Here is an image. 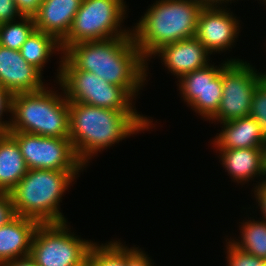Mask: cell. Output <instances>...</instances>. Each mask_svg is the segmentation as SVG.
Listing matches in <instances>:
<instances>
[{
    "mask_svg": "<svg viewBox=\"0 0 266 266\" xmlns=\"http://www.w3.org/2000/svg\"><path fill=\"white\" fill-rule=\"evenodd\" d=\"M150 118L137 110H112L69 102V138L77 157L87 168L89 161L104 149L155 128Z\"/></svg>",
    "mask_w": 266,
    "mask_h": 266,
    "instance_id": "obj_1",
    "label": "cell"
},
{
    "mask_svg": "<svg viewBox=\"0 0 266 266\" xmlns=\"http://www.w3.org/2000/svg\"><path fill=\"white\" fill-rule=\"evenodd\" d=\"M63 55L78 69L123 87L136 101L147 81V61L132 36L79 42ZM145 83V84H144Z\"/></svg>",
    "mask_w": 266,
    "mask_h": 266,
    "instance_id": "obj_2",
    "label": "cell"
},
{
    "mask_svg": "<svg viewBox=\"0 0 266 266\" xmlns=\"http://www.w3.org/2000/svg\"><path fill=\"white\" fill-rule=\"evenodd\" d=\"M205 4L204 0H156L136 25L131 26L134 43L147 61V78L148 63L157 50L195 36L199 14Z\"/></svg>",
    "mask_w": 266,
    "mask_h": 266,
    "instance_id": "obj_3",
    "label": "cell"
},
{
    "mask_svg": "<svg viewBox=\"0 0 266 266\" xmlns=\"http://www.w3.org/2000/svg\"><path fill=\"white\" fill-rule=\"evenodd\" d=\"M83 171L30 169L9 193L16 215L45 223L67 222L62 196Z\"/></svg>",
    "mask_w": 266,
    "mask_h": 266,
    "instance_id": "obj_4",
    "label": "cell"
},
{
    "mask_svg": "<svg viewBox=\"0 0 266 266\" xmlns=\"http://www.w3.org/2000/svg\"><path fill=\"white\" fill-rule=\"evenodd\" d=\"M51 88L13 95L10 131L69 138V101L63 90Z\"/></svg>",
    "mask_w": 266,
    "mask_h": 266,
    "instance_id": "obj_5",
    "label": "cell"
},
{
    "mask_svg": "<svg viewBox=\"0 0 266 266\" xmlns=\"http://www.w3.org/2000/svg\"><path fill=\"white\" fill-rule=\"evenodd\" d=\"M58 64L56 81H53L69 102L112 110L137 109L135 99L123 87L108 83L92 72L78 70L64 55Z\"/></svg>",
    "mask_w": 266,
    "mask_h": 266,
    "instance_id": "obj_6",
    "label": "cell"
},
{
    "mask_svg": "<svg viewBox=\"0 0 266 266\" xmlns=\"http://www.w3.org/2000/svg\"><path fill=\"white\" fill-rule=\"evenodd\" d=\"M127 7L124 0H82L68 35L60 42L63 53L79 42L132 36L131 28L123 24Z\"/></svg>",
    "mask_w": 266,
    "mask_h": 266,
    "instance_id": "obj_7",
    "label": "cell"
},
{
    "mask_svg": "<svg viewBox=\"0 0 266 266\" xmlns=\"http://www.w3.org/2000/svg\"><path fill=\"white\" fill-rule=\"evenodd\" d=\"M68 224V221L45 223L36 228L30 256L38 266L88 265V254L94 241L75 235Z\"/></svg>",
    "mask_w": 266,
    "mask_h": 266,
    "instance_id": "obj_8",
    "label": "cell"
},
{
    "mask_svg": "<svg viewBox=\"0 0 266 266\" xmlns=\"http://www.w3.org/2000/svg\"><path fill=\"white\" fill-rule=\"evenodd\" d=\"M17 142L28 169L84 171L70 138L44 137L36 134L10 131Z\"/></svg>",
    "mask_w": 266,
    "mask_h": 266,
    "instance_id": "obj_9",
    "label": "cell"
},
{
    "mask_svg": "<svg viewBox=\"0 0 266 266\" xmlns=\"http://www.w3.org/2000/svg\"><path fill=\"white\" fill-rule=\"evenodd\" d=\"M248 61L229 62L222 69L223 95L217 113L209 120L222 123L250 115L256 85L262 80Z\"/></svg>",
    "mask_w": 266,
    "mask_h": 266,
    "instance_id": "obj_10",
    "label": "cell"
},
{
    "mask_svg": "<svg viewBox=\"0 0 266 266\" xmlns=\"http://www.w3.org/2000/svg\"><path fill=\"white\" fill-rule=\"evenodd\" d=\"M244 61L230 58L219 65L208 64L204 68L189 72L177 80V88L182 101L205 121H209L218 111L223 95L222 69L229 62Z\"/></svg>",
    "mask_w": 266,
    "mask_h": 266,
    "instance_id": "obj_11",
    "label": "cell"
},
{
    "mask_svg": "<svg viewBox=\"0 0 266 266\" xmlns=\"http://www.w3.org/2000/svg\"><path fill=\"white\" fill-rule=\"evenodd\" d=\"M238 18L226 4L206 3L199 14L194 37L211 55L231 51L242 28Z\"/></svg>",
    "mask_w": 266,
    "mask_h": 266,
    "instance_id": "obj_12",
    "label": "cell"
},
{
    "mask_svg": "<svg viewBox=\"0 0 266 266\" xmlns=\"http://www.w3.org/2000/svg\"><path fill=\"white\" fill-rule=\"evenodd\" d=\"M43 74L21 56L20 51L0 45V85L12 95L42 90Z\"/></svg>",
    "mask_w": 266,
    "mask_h": 266,
    "instance_id": "obj_13",
    "label": "cell"
},
{
    "mask_svg": "<svg viewBox=\"0 0 266 266\" xmlns=\"http://www.w3.org/2000/svg\"><path fill=\"white\" fill-rule=\"evenodd\" d=\"M154 56L161 58L162 66L178 80L181 76L210 64L211 54L198 39L192 37L164 45L152 55L153 58Z\"/></svg>",
    "mask_w": 266,
    "mask_h": 266,
    "instance_id": "obj_14",
    "label": "cell"
},
{
    "mask_svg": "<svg viewBox=\"0 0 266 266\" xmlns=\"http://www.w3.org/2000/svg\"><path fill=\"white\" fill-rule=\"evenodd\" d=\"M215 150L225 172L232 178L231 181L240 185L256 182L253 188L266 181L265 148Z\"/></svg>",
    "mask_w": 266,
    "mask_h": 266,
    "instance_id": "obj_15",
    "label": "cell"
},
{
    "mask_svg": "<svg viewBox=\"0 0 266 266\" xmlns=\"http://www.w3.org/2000/svg\"><path fill=\"white\" fill-rule=\"evenodd\" d=\"M222 125V126H221ZM221 131L210 143L214 149L265 148L266 138L250 115L220 123Z\"/></svg>",
    "mask_w": 266,
    "mask_h": 266,
    "instance_id": "obj_16",
    "label": "cell"
},
{
    "mask_svg": "<svg viewBox=\"0 0 266 266\" xmlns=\"http://www.w3.org/2000/svg\"><path fill=\"white\" fill-rule=\"evenodd\" d=\"M39 222L16 215L0 227V266L30 255L32 239Z\"/></svg>",
    "mask_w": 266,
    "mask_h": 266,
    "instance_id": "obj_17",
    "label": "cell"
},
{
    "mask_svg": "<svg viewBox=\"0 0 266 266\" xmlns=\"http://www.w3.org/2000/svg\"><path fill=\"white\" fill-rule=\"evenodd\" d=\"M82 0H43L33 16L37 30L61 42L69 33Z\"/></svg>",
    "mask_w": 266,
    "mask_h": 266,
    "instance_id": "obj_18",
    "label": "cell"
},
{
    "mask_svg": "<svg viewBox=\"0 0 266 266\" xmlns=\"http://www.w3.org/2000/svg\"><path fill=\"white\" fill-rule=\"evenodd\" d=\"M28 170L17 142L9 134L0 137V193L9 194Z\"/></svg>",
    "mask_w": 266,
    "mask_h": 266,
    "instance_id": "obj_19",
    "label": "cell"
},
{
    "mask_svg": "<svg viewBox=\"0 0 266 266\" xmlns=\"http://www.w3.org/2000/svg\"><path fill=\"white\" fill-rule=\"evenodd\" d=\"M19 51L28 64L33 65L42 74L45 64L51 60L53 54H60L59 59L63 56L60 42L51 34L37 29L30 34Z\"/></svg>",
    "mask_w": 266,
    "mask_h": 266,
    "instance_id": "obj_20",
    "label": "cell"
},
{
    "mask_svg": "<svg viewBox=\"0 0 266 266\" xmlns=\"http://www.w3.org/2000/svg\"><path fill=\"white\" fill-rule=\"evenodd\" d=\"M243 220L239 226L240 237L239 239L228 238L230 241L242 251H245L253 256L266 259V221L258 218ZM242 228V229H241ZM236 239V240H235Z\"/></svg>",
    "mask_w": 266,
    "mask_h": 266,
    "instance_id": "obj_21",
    "label": "cell"
},
{
    "mask_svg": "<svg viewBox=\"0 0 266 266\" xmlns=\"http://www.w3.org/2000/svg\"><path fill=\"white\" fill-rule=\"evenodd\" d=\"M112 239L106 243L94 242L88 254L87 266H125V244Z\"/></svg>",
    "mask_w": 266,
    "mask_h": 266,
    "instance_id": "obj_22",
    "label": "cell"
},
{
    "mask_svg": "<svg viewBox=\"0 0 266 266\" xmlns=\"http://www.w3.org/2000/svg\"><path fill=\"white\" fill-rule=\"evenodd\" d=\"M35 29L34 18L31 16H22L18 20L2 23L0 24V45L19 51Z\"/></svg>",
    "mask_w": 266,
    "mask_h": 266,
    "instance_id": "obj_23",
    "label": "cell"
},
{
    "mask_svg": "<svg viewBox=\"0 0 266 266\" xmlns=\"http://www.w3.org/2000/svg\"><path fill=\"white\" fill-rule=\"evenodd\" d=\"M250 116L258 122L266 138V82L263 80L256 85L254 90Z\"/></svg>",
    "mask_w": 266,
    "mask_h": 266,
    "instance_id": "obj_24",
    "label": "cell"
},
{
    "mask_svg": "<svg viewBox=\"0 0 266 266\" xmlns=\"http://www.w3.org/2000/svg\"><path fill=\"white\" fill-rule=\"evenodd\" d=\"M226 266H264V259L253 256L236 247L230 239H226Z\"/></svg>",
    "mask_w": 266,
    "mask_h": 266,
    "instance_id": "obj_25",
    "label": "cell"
},
{
    "mask_svg": "<svg viewBox=\"0 0 266 266\" xmlns=\"http://www.w3.org/2000/svg\"><path fill=\"white\" fill-rule=\"evenodd\" d=\"M13 95L0 85V137L8 135L10 132V121L4 119V116H11ZM4 113H6L4 115ZM5 120V121H4Z\"/></svg>",
    "mask_w": 266,
    "mask_h": 266,
    "instance_id": "obj_26",
    "label": "cell"
},
{
    "mask_svg": "<svg viewBox=\"0 0 266 266\" xmlns=\"http://www.w3.org/2000/svg\"><path fill=\"white\" fill-rule=\"evenodd\" d=\"M154 261L139 246L130 247L125 244V266H155Z\"/></svg>",
    "mask_w": 266,
    "mask_h": 266,
    "instance_id": "obj_27",
    "label": "cell"
},
{
    "mask_svg": "<svg viewBox=\"0 0 266 266\" xmlns=\"http://www.w3.org/2000/svg\"><path fill=\"white\" fill-rule=\"evenodd\" d=\"M21 17L14 0H0V24L15 21Z\"/></svg>",
    "mask_w": 266,
    "mask_h": 266,
    "instance_id": "obj_28",
    "label": "cell"
},
{
    "mask_svg": "<svg viewBox=\"0 0 266 266\" xmlns=\"http://www.w3.org/2000/svg\"><path fill=\"white\" fill-rule=\"evenodd\" d=\"M16 216L10 194L0 193V227Z\"/></svg>",
    "mask_w": 266,
    "mask_h": 266,
    "instance_id": "obj_29",
    "label": "cell"
},
{
    "mask_svg": "<svg viewBox=\"0 0 266 266\" xmlns=\"http://www.w3.org/2000/svg\"><path fill=\"white\" fill-rule=\"evenodd\" d=\"M22 16L33 17L43 0H14Z\"/></svg>",
    "mask_w": 266,
    "mask_h": 266,
    "instance_id": "obj_30",
    "label": "cell"
},
{
    "mask_svg": "<svg viewBox=\"0 0 266 266\" xmlns=\"http://www.w3.org/2000/svg\"><path fill=\"white\" fill-rule=\"evenodd\" d=\"M252 191L254 192V197L257 206L255 208L259 207V211H261V215H263L260 219H263L266 221V181L262 182L258 187L252 188Z\"/></svg>",
    "mask_w": 266,
    "mask_h": 266,
    "instance_id": "obj_31",
    "label": "cell"
},
{
    "mask_svg": "<svg viewBox=\"0 0 266 266\" xmlns=\"http://www.w3.org/2000/svg\"><path fill=\"white\" fill-rule=\"evenodd\" d=\"M2 266H38L31 256L13 259L5 262Z\"/></svg>",
    "mask_w": 266,
    "mask_h": 266,
    "instance_id": "obj_32",
    "label": "cell"
},
{
    "mask_svg": "<svg viewBox=\"0 0 266 266\" xmlns=\"http://www.w3.org/2000/svg\"><path fill=\"white\" fill-rule=\"evenodd\" d=\"M234 1V2H232ZM238 0H215V4H231V3H235Z\"/></svg>",
    "mask_w": 266,
    "mask_h": 266,
    "instance_id": "obj_33",
    "label": "cell"
},
{
    "mask_svg": "<svg viewBox=\"0 0 266 266\" xmlns=\"http://www.w3.org/2000/svg\"><path fill=\"white\" fill-rule=\"evenodd\" d=\"M208 4H215V0H204Z\"/></svg>",
    "mask_w": 266,
    "mask_h": 266,
    "instance_id": "obj_34",
    "label": "cell"
},
{
    "mask_svg": "<svg viewBox=\"0 0 266 266\" xmlns=\"http://www.w3.org/2000/svg\"><path fill=\"white\" fill-rule=\"evenodd\" d=\"M259 1H260V3L263 2L261 4H264L266 6V0H259Z\"/></svg>",
    "mask_w": 266,
    "mask_h": 266,
    "instance_id": "obj_35",
    "label": "cell"
},
{
    "mask_svg": "<svg viewBox=\"0 0 266 266\" xmlns=\"http://www.w3.org/2000/svg\"><path fill=\"white\" fill-rule=\"evenodd\" d=\"M265 164H266V146H265Z\"/></svg>",
    "mask_w": 266,
    "mask_h": 266,
    "instance_id": "obj_36",
    "label": "cell"
}]
</instances>
